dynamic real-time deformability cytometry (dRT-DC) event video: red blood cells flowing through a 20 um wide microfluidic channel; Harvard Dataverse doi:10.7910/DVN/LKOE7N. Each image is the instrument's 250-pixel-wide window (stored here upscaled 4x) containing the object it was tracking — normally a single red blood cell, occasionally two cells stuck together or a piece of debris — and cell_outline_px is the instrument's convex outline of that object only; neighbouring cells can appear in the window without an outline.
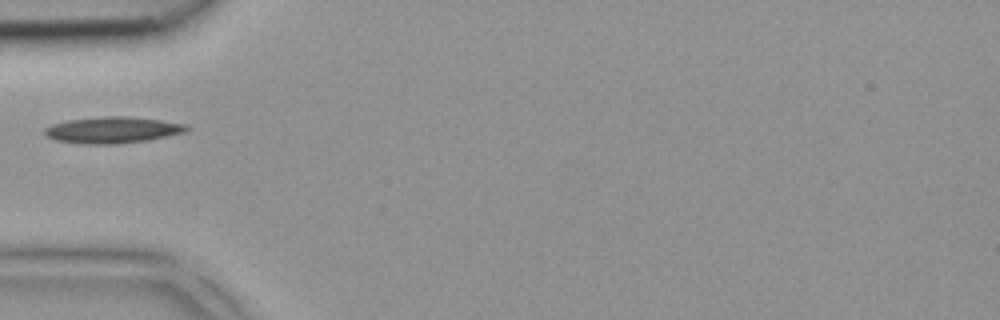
{"species": "common noctule bat (a hibernating species)", "species_latin": "Nyctalus noctula", "temperature_condition": "room temperature", "stored_images_in_passage": 1, "camera_frame_rate_fps": 3000, "um_per_image_px": 0.085, "animal": {"sex": "female", "body_mass_g": 18.4}, "frame": {"image": 1, "passage_image": 1, "time_ms": 0.0, "image_size_px": [1000, 320], "cell_outline_px": [[188, 128], [184, 132], [148, 140], [116, 144], [84, 144], [56, 140], [44, 136], [44, 128], [52, 124], [68, 120], [104, 116], [128, 116], [160, 120], [184, 124]], "centroid_in_image_um": [9.5, 11.05], "position_along_channel_um": 75.5, "area_um2": 21.68}}